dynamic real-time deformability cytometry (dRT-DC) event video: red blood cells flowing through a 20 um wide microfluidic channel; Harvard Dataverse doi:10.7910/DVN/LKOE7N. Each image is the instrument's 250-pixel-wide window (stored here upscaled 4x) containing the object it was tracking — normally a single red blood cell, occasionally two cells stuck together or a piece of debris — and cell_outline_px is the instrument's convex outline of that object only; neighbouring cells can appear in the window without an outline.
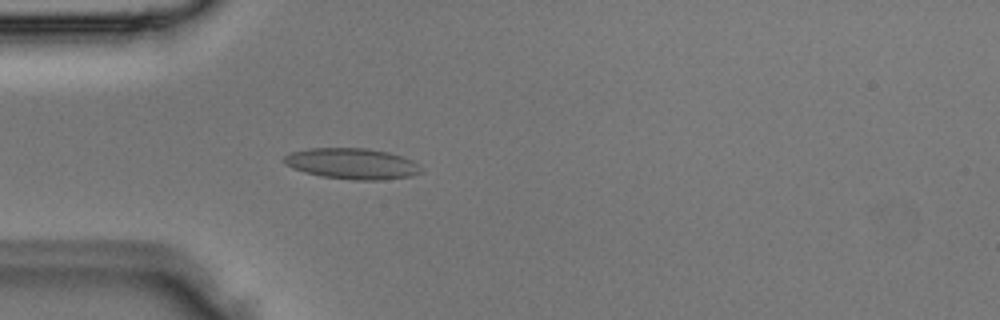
{"species": "Egyptian fruit bat (a non-hibernating species)", "species_latin": "Rousettus aegyptiacus", "temperature_condition": "room temperature", "stored_images_in_passage": 2, "camera_frame_rate_fps": 3000, "um_per_image_px": 0.085, "animal": {"sex": "male"}, "frame": {"image": 1, "passage_image": 2, "time_ms": 0.333, "image_size_px": [1000, 320], "cell_outline_px": [[424, 172], [412, 176], [384, 180], [352, 180], [320, 176], [304, 172], [292, 168], [284, 164], [280, 160], [284, 156], [292, 152], [312, 148], [368, 148], [388, 152], [404, 156], [420, 164]], "centroid_in_image_um": [29.96, 13.92], "position_along_channel_um": 55.0, "area_um2": 25.14}}